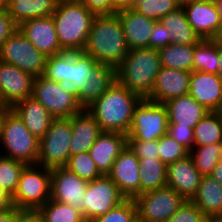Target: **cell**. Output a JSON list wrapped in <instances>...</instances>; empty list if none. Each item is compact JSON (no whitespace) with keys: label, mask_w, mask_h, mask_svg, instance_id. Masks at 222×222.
I'll return each instance as SVG.
<instances>
[{"label":"cell","mask_w":222,"mask_h":222,"mask_svg":"<svg viewBox=\"0 0 222 222\" xmlns=\"http://www.w3.org/2000/svg\"><path fill=\"white\" fill-rule=\"evenodd\" d=\"M142 98L116 80L86 109L96 119L102 132L128 134L135 107Z\"/></svg>","instance_id":"6da1fadb"},{"label":"cell","mask_w":222,"mask_h":222,"mask_svg":"<svg viewBox=\"0 0 222 222\" xmlns=\"http://www.w3.org/2000/svg\"><path fill=\"white\" fill-rule=\"evenodd\" d=\"M83 52L98 63L114 69L122 63L129 48L116 14L94 17Z\"/></svg>","instance_id":"7a4b0ae2"},{"label":"cell","mask_w":222,"mask_h":222,"mask_svg":"<svg viewBox=\"0 0 222 222\" xmlns=\"http://www.w3.org/2000/svg\"><path fill=\"white\" fill-rule=\"evenodd\" d=\"M95 16L80 0H59L52 18L63 51L83 52Z\"/></svg>","instance_id":"3957f363"},{"label":"cell","mask_w":222,"mask_h":222,"mask_svg":"<svg viewBox=\"0 0 222 222\" xmlns=\"http://www.w3.org/2000/svg\"><path fill=\"white\" fill-rule=\"evenodd\" d=\"M161 67L158 50L149 47L132 49L115 69L116 81L147 99Z\"/></svg>","instance_id":"277c9868"},{"label":"cell","mask_w":222,"mask_h":222,"mask_svg":"<svg viewBox=\"0 0 222 222\" xmlns=\"http://www.w3.org/2000/svg\"><path fill=\"white\" fill-rule=\"evenodd\" d=\"M39 142L17 113L12 109L6 111L0 130V155L34 165L39 156Z\"/></svg>","instance_id":"5b68a950"},{"label":"cell","mask_w":222,"mask_h":222,"mask_svg":"<svg viewBox=\"0 0 222 222\" xmlns=\"http://www.w3.org/2000/svg\"><path fill=\"white\" fill-rule=\"evenodd\" d=\"M50 196L51 169L37 164L27 165L12 194L13 207L38 210L49 201Z\"/></svg>","instance_id":"8992f818"},{"label":"cell","mask_w":222,"mask_h":222,"mask_svg":"<svg viewBox=\"0 0 222 222\" xmlns=\"http://www.w3.org/2000/svg\"><path fill=\"white\" fill-rule=\"evenodd\" d=\"M32 97L55 119L71 118L83 109L76 99V93L68 85L50 80L44 75L35 77Z\"/></svg>","instance_id":"52a82bcc"},{"label":"cell","mask_w":222,"mask_h":222,"mask_svg":"<svg viewBox=\"0 0 222 222\" xmlns=\"http://www.w3.org/2000/svg\"><path fill=\"white\" fill-rule=\"evenodd\" d=\"M71 118L54 119L39 142L37 165L45 168L66 166L70 158Z\"/></svg>","instance_id":"ba28073f"},{"label":"cell","mask_w":222,"mask_h":222,"mask_svg":"<svg viewBox=\"0 0 222 222\" xmlns=\"http://www.w3.org/2000/svg\"><path fill=\"white\" fill-rule=\"evenodd\" d=\"M169 119L162 103L142 99L135 107L127 140H159L167 134Z\"/></svg>","instance_id":"9c48e42d"},{"label":"cell","mask_w":222,"mask_h":222,"mask_svg":"<svg viewBox=\"0 0 222 222\" xmlns=\"http://www.w3.org/2000/svg\"><path fill=\"white\" fill-rule=\"evenodd\" d=\"M134 201L138 222H167L185 199L173 188L165 186L139 194Z\"/></svg>","instance_id":"30bf717a"},{"label":"cell","mask_w":222,"mask_h":222,"mask_svg":"<svg viewBox=\"0 0 222 222\" xmlns=\"http://www.w3.org/2000/svg\"><path fill=\"white\" fill-rule=\"evenodd\" d=\"M46 59L19 29L0 47V61L14 65L34 77L44 75Z\"/></svg>","instance_id":"8fae6325"},{"label":"cell","mask_w":222,"mask_h":222,"mask_svg":"<svg viewBox=\"0 0 222 222\" xmlns=\"http://www.w3.org/2000/svg\"><path fill=\"white\" fill-rule=\"evenodd\" d=\"M125 199L118 186L107 175L89 181L83 196L84 220L93 221Z\"/></svg>","instance_id":"7c38bea8"},{"label":"cell","mask_w":222,"mask_h":222,"mask_svg":"<svg viewBox=\"0 0 222 222\" xmlns=\"http://www.w3.org/2000/svg\"><path fill=\"white\" fill-rule=\"evenodd\" d=\"M88 181L79 178L65 166L51 169V196L50 199L69 204L82 212L83 196Z\"/></svg>","instance_id":"4fadbf2b"},{"label":"cell","mask_w":222,"mask_h":222,"mask_svg":"<svg viewBox=\"0 0 222 222\" xmlns=\"http://www.w3.org/2000/svg\"><path fill=\"white\" fill-rule=\"evenodd\" d=\"M139 168V158L126 146L107 174L126 199H134L140 194Z\"/></svg>","instance_id":"5bb4252c"},{"label":"cell","mask_w":222,"mask_h":222,"mask_svg":"<svg viewBox=\"0 0 222 222\" xmlns=\"http://www.w3.org/2000/svg\"><path fill=\"white\" fill-rule=\"evenodd\" d=\"M34 79L30 73L0 61V92L10 109L23 99L32 97Z\"/></svg>","instance_id":"9a60e30c"},{"label":"cell","mask_w":222,"mask_h":222,"mask_svg":"<svg viewBox=\"0 0 222 222\" xmlns=\"http://www.w3.org/2000/svg\"><path fill=\"white\" fill-rule=\"evenodd\" d=\"M18 29L46 57L64 52L59 45L52 15L26 20Z\"/></svg>","instance_id":"2e32d148"},{"label":"cell","mask_w":222,"mask_h":222,"mask_svg":"<svg viewBox=\"0 0 222 222\" xmlns=\"http://www.w3.org/2000/svg\"><path fill=\"white\" fill-rule=\"evenodd\" d=\"M188 94L208 111L222 112V80L217 74L192 71Z\"/></svg>","instance_id":"e0dca14e"},{"label":"cell","mask_w":222,"mask_h":222,"mask_svg":"<svg viewBox=\"0 0 222 222\" xmlns=\"http://www.w3.org/2000/svg\"><path fill=\"white\" fill-rule=\"evenodd\" d=\"M191 72L161 67L156 76L150 101L164 104L170 99L187 95Z\"/></svg>","instance_id":"ac0fdd59"},{"label":"cell","mask_w":222,"mask_h":222,"mask_svg":"<svg viewBox=\"0 0 222 222\" xmlns=\"http://www.w3.org/2000/svg\"><path fill=\"white\" fill-rule=\"evenodd\" d=\"M166 186L173 188L185 200L196 194L202 175L190 155L167 166Z\"/></svg>","instance_id":"d6986e66"},{"label":"cell","mask_w":222,"mask_h":222,"mask_svg":"<svg viewBox=\"0 0 222 222\" xmlns=\"http://www.w3.org/2000/svg\"><path fill=\"white\" fill-rule=\"evenodd\" d=\"M115 14L121 22L129 50L150 48V37L156 20L128 8L120 9Z\"/></svg>","instance_id":"ffe728a7"},{"label":"cell","mask_w":222,"mask_h":222,"mask_svg":"<svg viewBox=\"0 0 222 222\" xmlns=\"http://www.w3.org/2000/svg\"><path fill=\"white\" fill-rule=\"evenodd\" d=\"M183 10L187 21L201 40L214 37L221 20L213 0H194Z\"/></svg>","instance_id":"44dd1931"},{"label":"cell","mask_w":222,"mask_h":222,"mask_svg":"<svg viewBox=\"0 0 222 222\" xmlns=\"http://www.w3.org/2000/svg\"><path fill=\"white\" fill-rule=\"evenodd\" d=\"M127 146V135L117 132H102L88 152L103 175H107L115 159Z\"/></svg>","instance_id":"7402d4cb"},{"label":"cell","mask_w":222,"mask_h":222,"mask_svg":"<svg viewBox=\"0 0 222 222\" xmlns=\"http://www.w3.org/2000/svg\"><path fill=\"white\" fill-rule=\"evenodd\" d=\"M71 128L70 156L89 152L98 136L102 133L98 122L87 109H82L71 117Z\"/></svg>","instance_id":"603a6c76"},{"label":"cell","mask_w":222,"mask_h":222,"mask_svg":"<svg viewBox=\"0 0 222 222\" xmlns=\"http://www.w3.org/2000/svg\"><path fill=\"white\" fill-rule=\"evenodd\" d=\"M167 109L169 124L180 127L195 128L196 124L209 112L190 94L176 97L164 103Z\"/></svg>","instance_id":"cb8c5ba5"},{"label":"cell","mask_w":222,"mask_h":222,"mask_svg":"<svg viewBox=\"0 0 222 222\" xmlns=\"http://www.w3.org/2000/svg\"><path fill=\"white\" fill-rule=\"evenodd\" d=\"M22 119L25 127L39 140L55 119L48 110L33 97L18 102L11 108Z\"/></svg>","instance_id":"d4e9b609"},{"label":"cell","mask_w":222,"mask_h":222,"mask_svg":"<svg viewBox=\"0 0 222 222\" xmlns=\"http://www.w3.org/2000/svg\"><path fill=\"white\" fill-rule=\"evenodd\" d=\"M191 201L210 221H218L222 217V185L212 176H202Z\"/></svg>","instance_id":"484cf974"},{"label":"cell","mask_w":222,"mask_h":222,"mask_svg":"<svg viewBox=\"0 0 222 222\" xmlns=\"http://www.w3.org/2000/svg\"><path fill=\"white\" fill-rule=\"evenodd\" d=\"M87 80L85 86L76 94V99L83 109L90 106L112 85L116 80L115 69L99 63L92 70L91 78Z\"/></svg>","instance_id":"4316f807"},{"label":"cell","mask_w":222,"mask_h":222,"mask_svg":"<svg viewBox=\"0 0 222 222\" xmlns=\"http://www.w3.org/2000/svg\"><path fill=\"white\" fill-rule=\"evenodd\" d=\"M159 21L166 27L167 45L170 43L176 45H194L201 40L187 21L183 8H178L168 13Z\"/></svg>","instance_id":"83f0119b"},{"label":"cell","mask_w":222,"mask_h":222,"mask_svg":"<svg viewBox=\"0 0 222 222\" xmlns=\"http://www.w3.org/2000/svg\"><path fill=\"white\" fill-rule=\"evenodd\" d=\"M59 0H10L6 6L9 16L19 26L29 19L52 15Z\"/></svg>","instance_id":"f1b7e54d"},{"label":"cell","mask_w":222,"mask_h":222,"mask_svg":"<svg viewBox=\"0 0 222 222\" xmlns=\"http://www.w3.org/2000/svg\"><path fill=\"white\" fill-rule=\"evenodd\" d=\"M99 63L84 52H68L67 85L77 94Z\"/></svg>","instance_id":"f546056e"},{"label":"cell","mask_w":222,"mask_h":222,"mask_svg":"<svg viewBox=\"0 0 222 222\" xmlns=\"http://www.w3.org/2000/svg\"><path fill=\"white\" fill-rule=\"evenodd\" d=\"M140 194L166 186L167 165L159 158L139 159Z\"/></svg>","instance_id":"4dcf8cb0"},{"label":"cell","mask_w":222,"mask_h":222,"mask_svg":"<svg viewBox=\"0 0 222 222\" xmlns=\"http://www.w3.org/2000/svg\"><path fill=\"white\" fill-rule=\"evenodd\" d=\"M193 133V146H203L222 142V112L209 111L196 124Z\"/></svg>","instance_id":"1f68e13d"},{"label":"cell","mask_w":222,"mask_h":222,"mask_svg":"<svg viewBox=\"0 0 222 222\" xmlns=\"http://www.w3.org/2000/svg\"><path fill=\"white\" fill-rule=\"evenodd\" d=\"M161 66L176 70L193 71L194 45H169L158 50Z\"/></svg>","instance_id":"d6a6232c"},{"label":"cell","mask_w":222,"mask_h":222,"mask_svg":"<svg viewBox=\"0 0 222 222\" xmlns=\"http://www.w3.org/2000/svg\"><path fill=\"white\" fill-rule=\"evenodd\" d=\"M219 45L212 39L200 40L194 44L193 71L217 74Z\"/></svg>","instance_id":"836d02e7"},{"label":"cell","mask_w":222,"mask_h":222,"mask_svg":"<svg viewBox=\"0 0 222 222\" xmlns=\"http://www.w3.org/2000/svg\"><path fill=\"white\" fill-rule=\"evenodd\" d=\"M189 155L202 176L211 175L217 163L222 159V142L193 146Z\"/></svg>","instance_id":"e575fe53"},{"label":"cell","mask_w":222,"mask_h":222,"mask_svg":"<svg viewBox=\"0 0 222 222\" xmlns=\"http://www.w3.org/2000/svg\"><path fill=\"white\" fill-rule=\"evenodd\" d=\"M43 222H83L84 217L82 212L75 209L69 204L54 201H49L38 209Z\"/></svg>","instance_id":"d590c367"},{"label":"cell","mask_w":222,"mask_h":222,"mask_svg":"<svg viewBox=\"0 0 222 222\" xmlns=\"http://www.w3.org/2000/svg\"><path fill=\"white\" fill-rule=\"evenodd\" d=\"M178 8L175 0H132L128 7V9H133L137 13L156 21Z\"/></svg>","instance_id":"8d00e7d4"},{"label":"cell","mask_w":222,"mask_h":222,"mask_svg":"<svg viewBox=\"0 0 222 222\" xmlns=\"http://www.w3.org/2000/svg\"><path fill=\"white\" fill-rule=\"evenodd\" d=\"M65 167L88 182L103 176L88 152L71 155Z\"/></svg>","instance_id":"74e56055"},{"label":"cell","mask_w":222,"mask_h":222,"mask_svg":"<svg viewBox=\"0 0 222 222\" xmlns=\"http://www.w3.org/2000/svg\"><path fill=\"white\" fill-rule=\"evenodd\" d=\"M27 164L0 155V185L11 195L17 188L21 173Z\"/></svg>","instance_id":"f35d334b"},{"label":"cell","mask_w":222,"mask_h":222,"mask_svg":"<svg viewBox=\"0 0 222 222\" xmlns=\"http://www.w3.org/2000/svg\"><path fill=\"white\" fill-rule=\"evenodd\" d=\"M92 222H137V207L134 199H125L106 214L100 215Z\"/></svg>","instance_id":"ab89813d"},{"label":"cell","mask_w":222,"mask_h":222,"mask_svg":"<svg viewBox=\"0 0 222 222\" xmlns=\"http://www.w3.org/2000/svg\"><path fill=\"white\" fill-rule=\"evenodd\" d=\"M159 159L169 165L189 155V151L177 143L168 133L158 140Z\"/></svg>","instance_id":"60d3db41"},{"label":"cell","mask_w":222,"mask_h":222,"mask_svg":"<svg viewBox=\"0 0 222 222\" xmlns=\"http://www.w3.org/2000/svg\"><path fill=\"white\" fill-rule=\"evenodd\" d=\"M68 52L47 57L44 76L67 85Z\"/></svg>","instance_id":"b9f144b4"},{"label":"cell","mask_w":222,"mask_h":222,"mask_svg":"<svg viewBox=\"0 0 222 222\" xmlns=\"http://www.w3.org/2000/svg\"><path fill=\"white\" fill-rule=\"evenodd\" d=\"M210 220L191 201L185 200L167 222H209Z\"/></svg>","instance_id":"7bdbcfd3"},{"label":"cell","mask_w":222,"mask_h":222,"mask_svg":"<svg viewBox=\"0 0 222 222\" xmlns=\"http://www.w3.org/2000/svg\"><path fill=\"white\" fill-rule=\"evenodd\" d=\"M127 146L139 159L159 158L158 140H127Z\"/></svg>","instance_id":"ee69618b"},{"label":"cell","mask_w":222,"mask_h":222,"mask_svg":"<svg viewBox=\"0 0 222 222\" xmlns=\"http://www.w3.org/2000/svg\"><path fill=\"white\" fill-rule=\"evenodd\" d=\"M167 133L179 144L184 146L188 151L194 145L193 128L180 127L178 124H169Z\"/></svg>","instance_id":"f6af8a7d"},{"label":"cell","mask_w":222,"mask_h":222,"mask_svg":"<svg viewBox=\"0 0 222 222\" xmlns=\"http://www.w3.org/2000/svg\"><path fill=\"white\" fill-rule=\"evenodd\" d=\"M18 25L9 16L6 7H0V47L16 31Z\"/></svg>","instance_id":"bcb514c9"},{"label":"cell","mask_w":222,"mask_h":222,"mask_svg":"<svg viewBox=\"0 0 222 222\" xmlns=\"http://www.w3.org/2000/svg\"><path fill=\"white\" fill-rule=\"evenodd\" d=\"M82 4L95 15L115 14L118 10L112 0H80Z\"/></svg>","instance_id":"7dc6e473"},{"label":"cell","mask_w":222,"mask_h":222,"mask_svg":"<svg viewBox=\"0 0 222 222\" xmlns=\"http://www.w3.org/2000/svg\"><path fill=\"white\" fill-rule=\"evenodd\" d=\"M166 27L157 21L153 27V34L150 37V48L159 50L167 46V33Z\"/></svg>","instance_id":"c3c4849f"},{"label":"cell","mask_w":222,"mask_h":222,"mask_svg":"<svg viewBox=\"0 0 222 222\" xmlns=\"http://www.w3.org/2000/svg\"><path fill=\"white\" fill-rule=\"evenodd\" d=\"M14 222H43V219L38 210L15 208Z\"/></svg>","instance_id":"681fc988"},{"label":"cell","mask_w":222,"mask_h":222,"mask_svg":"<svg viewBox=\"0 0 222 222\" xmlns=\"http://www.w3.org/2000/svg\"><path fill=\"white\" fill-rule=\"evenodd\" d=\"M13 207L12 195L0 185V209Z\"/></svg>","instance_id":"f907efd6"},{"label":"cell","mask_w":222,"mask_h":222,"mask_svg":"<svg viewBox=\"0 0 222 222\" xmlns=\"http://www.w3.org/2000/svg\"><path fill=\"white\" fill-rule=\"evenodd\" d=\"M15 207L0 209V222H14Z\"/></svg>","instance_id":"816d5d0a"},{"label":"cell","mask_w":222,"mask_h":222,"mask_svg":"<svg viewBox=\"0 0 222 222\" xmlns=\"http://www.w3.org/2000/svg\"><path fill=\"white\" fill-rule=\"evenodd\" d=\"M210 176L222 185V159L217 163Z\"/></svg>","instance_id":"f5cc1de1"},{"label":"cell","mask_w":222,"mask_h":222,"mask_svg":"<svg viewBox=\"0 0 222 222\" xmlns=\"http://www.w3.org/2000/svg\"><path fill=\"white\" fill-rule=\"evenodd\" d=\"M114 7L117 10L128 8L131 5L132 0H112Z\"/></svg>","instance_id":"db71d44e"},{"label":"cell","mask_w":222,"mask_h":222,"mask_svg":"<svg viewBox=\"0 0 222 222\" xmlns=\"http://www.w3.org/2000/svg\"><path fill=\"white\" fill-rule=\"evenodd\" d=\"M212 40H213L216 44L222 46V22H221V24L219 25V28H218L216 34L214 35V37L212 38Z\"/></svg>","instance_id":"11a10c76"},{"label":"cell","mask_w":222,"mask_h":222,"mask_svg":"<svg viewBox=\"0 0 222 222\" xmlns=\"http://www.w3.org/2000/svg\"><path fill=\"white\" fill-rule=\"evenodd\" d=\"M217 75L221 78L222 80V46L219 45V63H218V72Z\"/></svg>","instance_id":"9f6ffc18"},{"label":"cell","mask_w":222,"mask_h":222,"mask_svg":"<svg viewBox=\"0 0 222 222\" xmlns=\"http://www.w3.org/2000/svg\"><path fill=\"white\" fill-rule=\"evenodd\" d=\"M213 1H214V4H215V7L217 9L219 18L222 22V0H213Z\"/></svg>","instance_id":"6f0895ef"},{"label":"cell","mask_w":222,"mask_h":222,"mask_svg":"<svg viewBox=\"0 0 222 222\" xmlns=\"http://www.w3.org/2000/svg\"><path fill=\"white\" fill-rule=\"evenodd\" d=\"M194 0H175L176 5L179 8H183L186 5H189L190 3H192Z\"/></svg>","instance_id":"680465c9"},{"label":"cell","mask_w":222,"mask_h":222,"mask_svg":"<svg viewBox=\"0 0 222 222\" xmlns=\"http://www.w3.org/2000/svg\"><path fill=\"white\" fill-rule=\"evenodd\" d=\"M10 108L7 106V104L5 103L1 92H0V110H9Z\"/></svg>","instance_id":"91938a15"},{"label":"cell","mask_w":222,"mask_h":222,"mask_svg":"<svg viewBox=\"0 0 222 222\" xmlns=\"http://www.w3.org/2000/svg\"><path fill=\"white\" fill-rule=\"evenodd\" d=\"M10 0H0V7H6L9 4Z\"/></svg>","instance_id":"94428289"},{"label":"cell","mask_w":222,"mask_h":222,"mask_svg":"<svg viewBox=\"0 0 222 222\" xmlns=\"http://www.w3.org/2000/svg\"><path fill=\"white\" fill-rule=\"evenodd\" d=\"M6 111L7 110H0V130H1L2 119H3Z\"/></svg>","instance_id":"6125c7cd"}]
</instances>
